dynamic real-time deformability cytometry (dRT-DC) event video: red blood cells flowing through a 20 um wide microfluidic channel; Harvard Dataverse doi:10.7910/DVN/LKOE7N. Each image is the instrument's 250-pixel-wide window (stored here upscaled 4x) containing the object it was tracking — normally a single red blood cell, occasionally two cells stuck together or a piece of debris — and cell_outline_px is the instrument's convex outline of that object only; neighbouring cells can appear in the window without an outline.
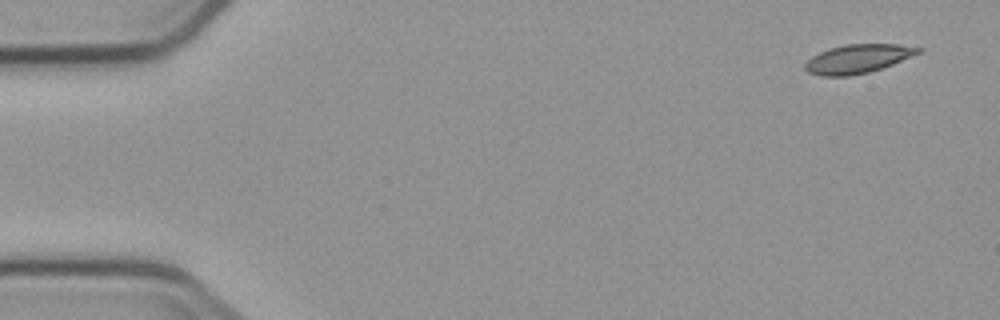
{"species": "common noctule bat (a hibernating species)", "species_latin": "Nyctalus noctula", "temperature_condition": "cold", "stored_images_in_passage": 7, "camera_frame_rate_fps": 3000, "um_per_image_px": 0.085, "animal": {"sex": "male", "body_mass_g": 23.1, "forearm_length_mm": 52.7}, "frame": {"image": 1, "passage_image": 1, "time_ms": 0.0, "image_size_px": [1000, 320], "cell_outline_px": [[924, 48], [920, 52], [892, 64], [868, 72], [848, 76], [820, 76], [808, 72], [804, 68], [804, 64], [812, 56], [828, 48], [844, 44], [896, 44]], "centroid_in_image_um": [72.87, 4.99], "position_along_channel_um": 12.1, "area_um2": 18.84}}
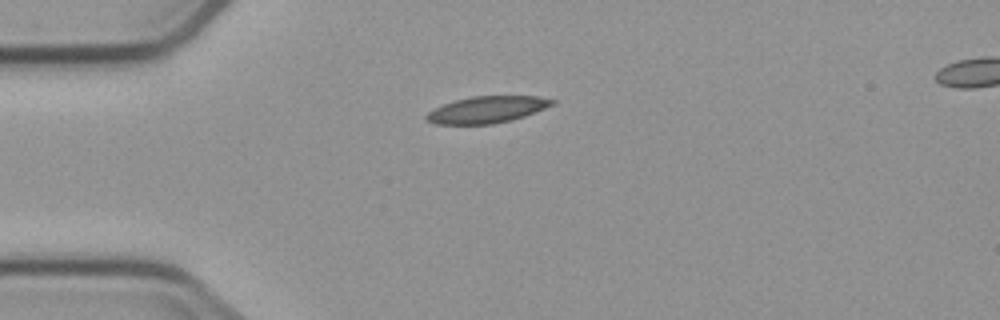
{"frame": {"image": 2, "passage_image": 4, "time_ms": 3.667, "image_size_px": [1000, 320], "cell_outline_px": [[556, 104], [524, 116], [512, 120], [492, 124], [436, 124], [428, 120], [424, 116], [428, 112], [444, 104], [456, 100], [472, 96], [536, 96], [556, 100]], "centroid_in_image_um": [41.43, 9.31], "position_along_channel_um": 43.6, "area_um2": 19.42}}
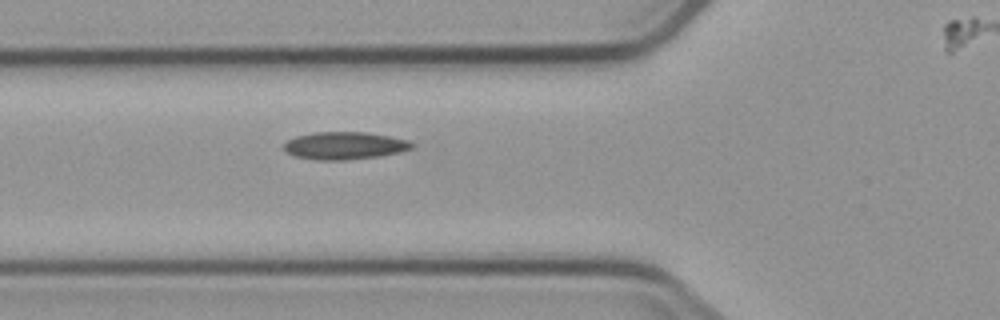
{"frame": {"image": 3, "passage_image": 6, "time_ms": 5.667, "image_size_px": [1000, 320], "cell_outline_px": [[412, 148], [400, 152], [380, 156], [344, 160], [316, 160], [296, 156], [288, 152], [284, 148], [284, 144], [288, 140], [296, 136], [316, 132], [368, 132], [408, 140], [412, 144]], "centroid_in_image_um": [29.29, 12.38], "position_along_channel_um": 96.5, "area_um2": 20.35}}